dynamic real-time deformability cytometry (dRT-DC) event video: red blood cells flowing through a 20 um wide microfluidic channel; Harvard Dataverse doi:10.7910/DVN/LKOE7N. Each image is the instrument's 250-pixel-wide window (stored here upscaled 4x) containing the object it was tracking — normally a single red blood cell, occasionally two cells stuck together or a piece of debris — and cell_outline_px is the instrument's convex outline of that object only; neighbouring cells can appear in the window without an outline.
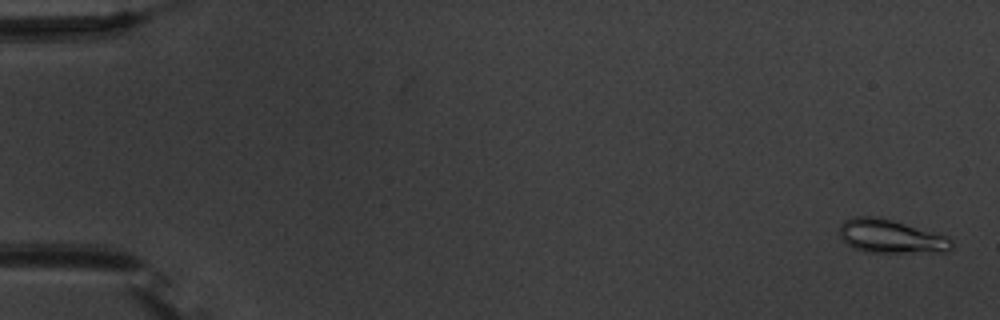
{"species": "common noctule bat (a hibernating species)", "species_latin": "Nyctalus noctula", "temperature_condition": "warm", "stored_images_in_passage": 55, "camera_frame_rate_fps": 3000, "um_per_image_px": 0.085, "animal": {"sex": "male", "body_mass_g": 20.1, "forearm_length_mm": 53.5}, "frame": {"image": 1, "passage_image": 2, "time_ms": 0.333, "image_size_px": [1000, 320], "cell_outline_px": [[952, 248], [948, 252], [868, 252], [856, 248], [848, 244], [840, 236], [840, 224], [844, 220], [856, 216], [876, 216], [892, 220], [948, 236], [952, 240]], "centroid_in_image_um": [75.75, 20.09], "position_along_channel_um": 9.3, "area_um2": 21.79}}
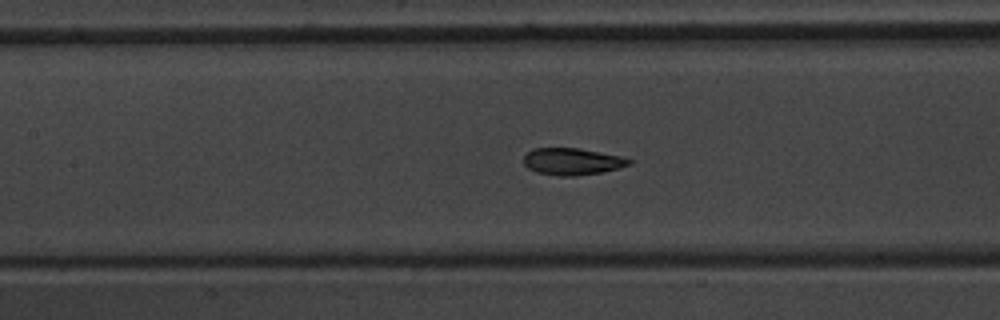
{"frame": {"image": 2, "passage_image": 26, "time_ms": 8.333, "image_size_px": [1000, 320], "cell_outline_px": [[632, 164], [620, 168], [600, 172], [576, 176], [560, 176], [536, 172], [528, 168], [524, 164], [524, 156], [532, 148], [580, 148], [620, 156], [632, 160]], "centroid_in_image_um": [48.64, 13.72], "position_along_channel_um": 158.8, "area_um2": 16.53}}
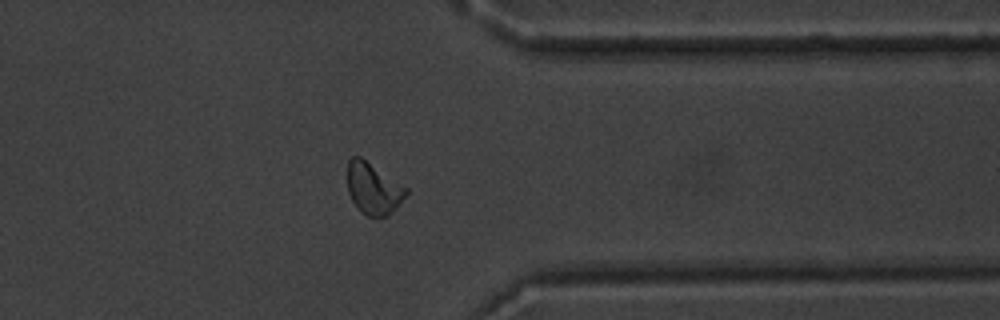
{"frame": {"image": 3, "passage_image": 44, "time_ms": 14.333, "image_size_px": [1000, 320], "cell_outline_px": [[408, 192], [396, 208], [388, 216], [368, 216], [352, 200], [348, 192], [348, 160], [352, 156], [360, 156], [408, 188]], "centroid_in_image_um": [31.74, 16.0], "position_along_channel_um": 379.7, "area_um2": 17.28}, "authors_computed_cell_mechanics": {"area_um2": 17.3978, "velocity_mm_per_s": 3.7778, "shape_relaxation_time_tau1_ms": 2.8833, "shape_relaxation_time_tau2_ms": 1.6023, "deformation_change_tau1": 0.1224, "deformation_change_tau2": 0.0543}}